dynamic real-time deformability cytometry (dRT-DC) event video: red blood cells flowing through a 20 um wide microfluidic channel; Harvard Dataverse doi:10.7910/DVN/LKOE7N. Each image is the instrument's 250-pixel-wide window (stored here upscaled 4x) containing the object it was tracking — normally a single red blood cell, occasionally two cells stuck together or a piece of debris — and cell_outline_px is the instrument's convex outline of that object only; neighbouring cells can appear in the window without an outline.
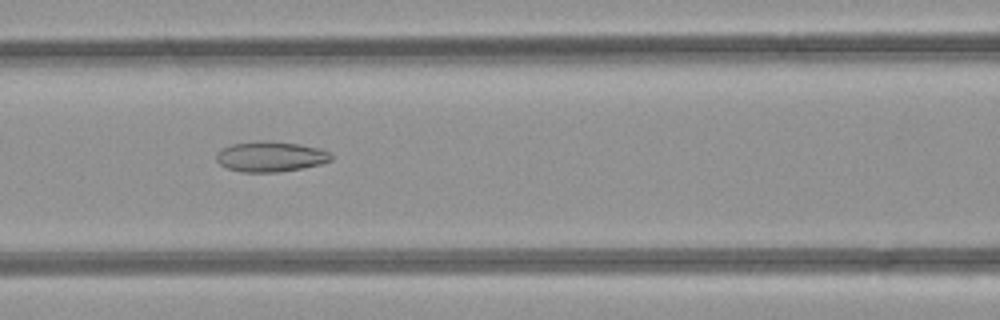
{"species": "common noctule bat (a hibernating species)", "species_latin": "Nyctalus noctula", "temperature_condition": "room temperature", "stored_images_in_passage": 36, "camera_frame_rate_fps": 3000, "um_per_image_px": 0.085, "animal": {"sex": "female", "body_mass_g": 21.9}, "frame": {"image": 1, "passage_image": 14, "time_ms": 4.333, "image_size_px": [1000, 320], "cell_outline_px": [[332, 160], [320, 164], [300, 168], [276, 172], [244, 172], [228, 168], [220, 164], [216, 160], [216, 156], [224, 148], [232, 144], [260, 140], [296, 144], [316, 148], [328, 152], [332, 156]], "centroid_in_image_um": [22.98, 13.31], "position_along_channel_um": 143.6, "area_um2": 19.77}}
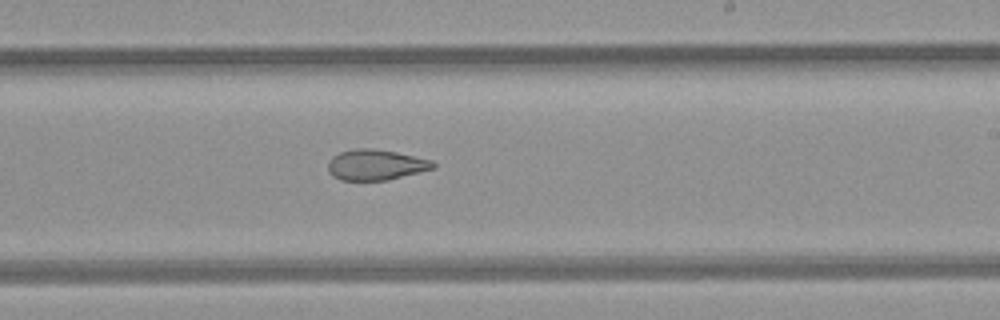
{"frame": {"image": 2, "passage_image": 22, "time_ms": 7.0, "image_size_px": [1000, 320], "cell_outline_px": [[436, 168], [388, 180], [340, 180], [332, 176], [328, 172], [328, 160], [332, 156], [340, 152], [352, 148], [372, 148], [396, 152], [432, 160], [436, 164]], "centroid_in_image_um": [31.92, 14.0], "position_along_channel_um": 257.1, "area_um2": 18.96}}
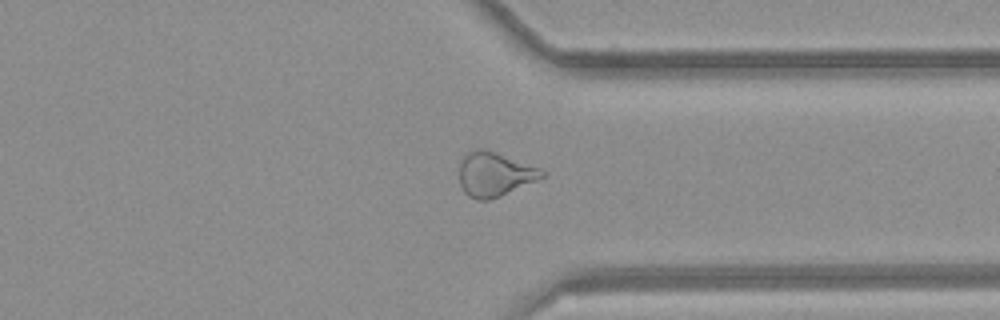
{"frame": {"image": 3, "passage_image": 30, "time_ms": 9.667, "image_size_px": [1000, 320], "cell_outline_px": [[544, 176], [536, 180], [488, 200], [476, 200], [468, 196], [464, 192], [460, 184], [460, 164], [464, 156], [468, 152], [480, 148], [484, 148], [496, 152], [540, 168], [544, 172]], "centroid_in_image_um": [42.0, 14.8], "position_along_channel_um": 369.4, "area_um2": 20.87}}